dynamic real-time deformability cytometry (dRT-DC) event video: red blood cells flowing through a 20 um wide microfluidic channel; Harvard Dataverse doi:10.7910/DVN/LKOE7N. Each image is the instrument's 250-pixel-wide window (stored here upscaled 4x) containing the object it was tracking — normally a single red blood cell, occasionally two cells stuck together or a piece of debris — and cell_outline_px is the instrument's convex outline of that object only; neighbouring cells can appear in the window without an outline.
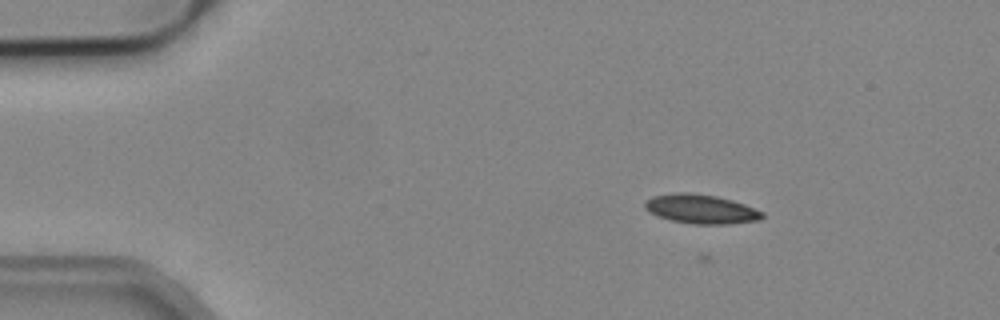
{"species": "common noctule bat (a hibernating species)", "species_latin": "Nyctalus noctula", "temperature_condition": "cold", "stored_images_in_passage": 3, "camera_frame_rate_fps": 3000, "um_per_image_px": 0.085, "animal": {"sex": "male", "body_mass_g": 19.2, "forearm_length_mm": 51.8}, "frame": {"image": 1, "passage_image": 1, "time_ms": 0.0, "image_size_px": [1000, 320], "cell_outline_px": [[764, 216], [760, 220], [732, 224], [692, 224], [672, 220], [648, 212], [644, 208], [644, 200], [652, 196], [676, 192], [688, 192], [716, 196], [732, 200], [744, 204], [764, 212]], "centroid_in_image_um": [59.58, 17.76], "position_along_channel_um": 25.4, "area_um2": 20.11}}
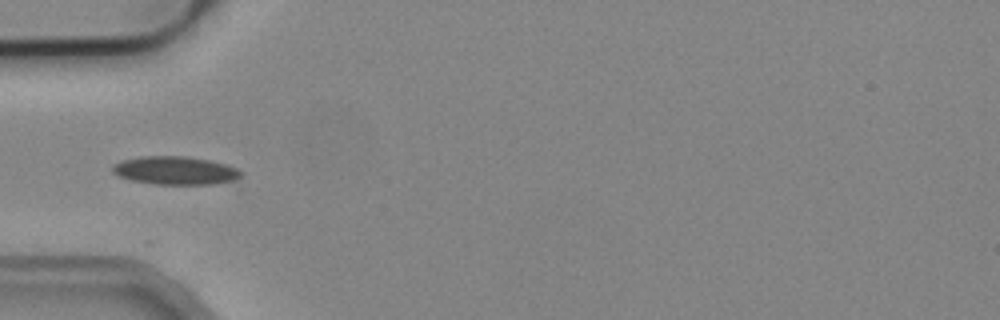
{"frame": {"image": 2, "passage_image": 3, "time_ms": 0.667, "image_size_px": [1000, 320], "cell_outline_px": [[244, 172], [236, 180], [212, 184], [152, 184], [128, 180], [112, 172], [112, 168], [120, 160], [140, 156], [184, 156], [208, 160], [228, 164]], "centroid_in_image_um": [14.9, 14.49], "position_along_channel_um": 70.1, "area_um2": 21.27}}